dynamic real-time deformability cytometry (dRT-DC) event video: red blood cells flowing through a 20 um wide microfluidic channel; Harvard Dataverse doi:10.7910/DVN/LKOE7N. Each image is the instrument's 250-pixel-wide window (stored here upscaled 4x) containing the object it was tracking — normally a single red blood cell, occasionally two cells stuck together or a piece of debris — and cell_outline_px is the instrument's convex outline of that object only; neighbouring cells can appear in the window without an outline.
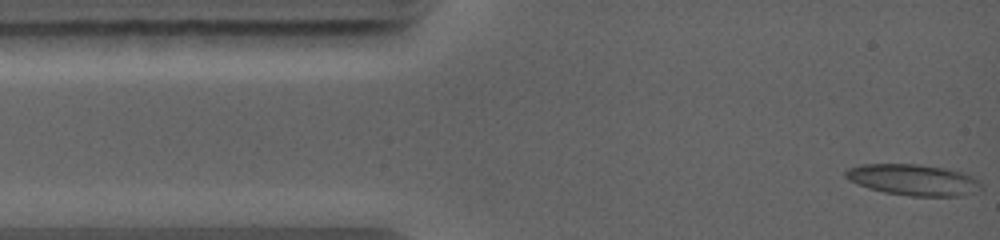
{"species": "common noctule bat (a hibernating species)", "species_latin": "Nyctalus noctula", "temperature_condition": "warm", "stored_images_in_passage": 5, "camera_frame_rate_fps": 5000, "um_per_image_px": 0.085, "animal": {"sex": "female", "body_mass_g": 19.0, "forearm_length_mm": 56.7}, "frame": {"image": 1, "passage_image": 1, "time_ms": 0.0, "image_size_px": [1000, 240], "cell_outline_px": [[984, 188], [960, 196], [912, 196], [884, 192], [868, 188], [848, 180], [844, 176], [844, 172], [848, 168], [860, 164], [920, 164], [944, 168], [964, 172], [972, 176]], "centroid_in_image_um": [77.6, 15.28], "position_along_channel_um": 7.4, "area_um2": 24.62}}